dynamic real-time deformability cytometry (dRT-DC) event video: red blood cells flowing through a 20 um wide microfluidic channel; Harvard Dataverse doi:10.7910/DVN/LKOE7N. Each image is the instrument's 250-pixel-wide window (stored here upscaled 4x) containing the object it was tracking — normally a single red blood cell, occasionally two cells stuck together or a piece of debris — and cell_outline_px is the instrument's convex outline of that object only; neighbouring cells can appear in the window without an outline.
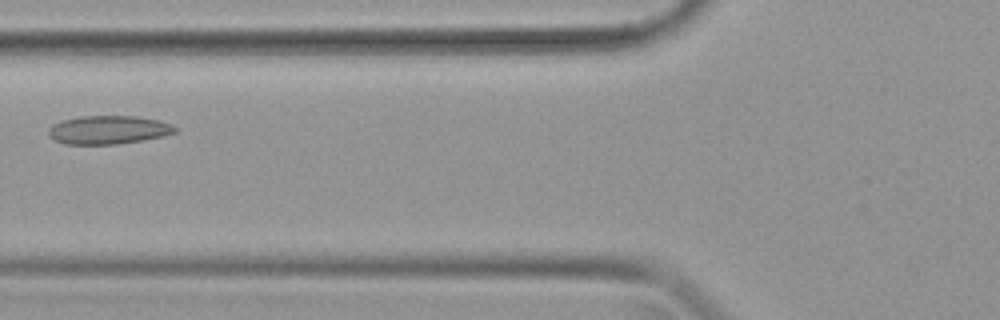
{"species": "common noctule bat (a hibernating species)", "species_latin": "Nyctalus noctula", "temperature_condition": "warm", "stored_images_in_passage": 35, "camera_frame_rate_fps": 3000, "um_per_image_px": 0.085, "animal": {"sex": "female", "body_mass_g": 19.9}, "frame": {"image": 1, "passage_image": 11, "time_ms": 3.333, "image_size_px": [1000, 320], "cell_outline_px": [[176, 132], [164, 136], [144, 140], [116, 144], [64, 144], [56, 140], [48, 132], [52, 124], [64, 120], [80, 116], [136, 116], [160, 120], [172, 124], [176, 128]], "centroid_in_image_um": [9.26, 11.03], "position_along_channel_um": 116.5, "area_um2": 20.92}}
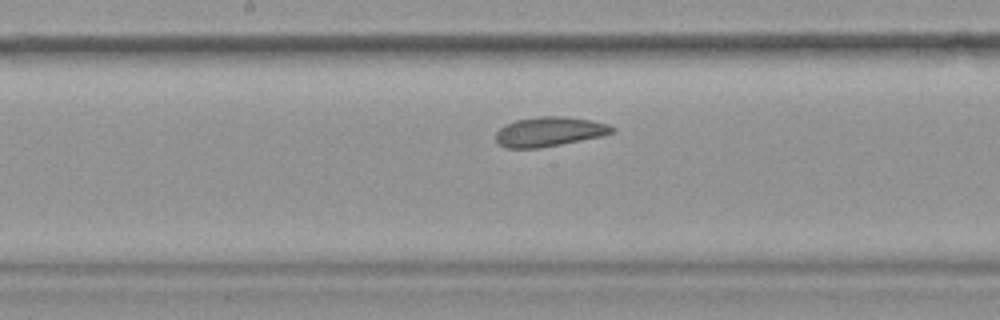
{"frame": {"image": 2, "passage_image": 16, "time_ms": 5.0, "image_size_px": [1000, 320], "cell_outline_px": [[616, 132], [600, 136], [540, 148], [504, 148], [496, 140], [496, 132], [504, 124], [516, 120], [540, 116], [564, 116], [592, 120], [608, 124], [616, 128]], "centroid_in_image_um": [46.69, 11.18], "position_along_channel_um": 201.5, "area_um2": 20.06}}
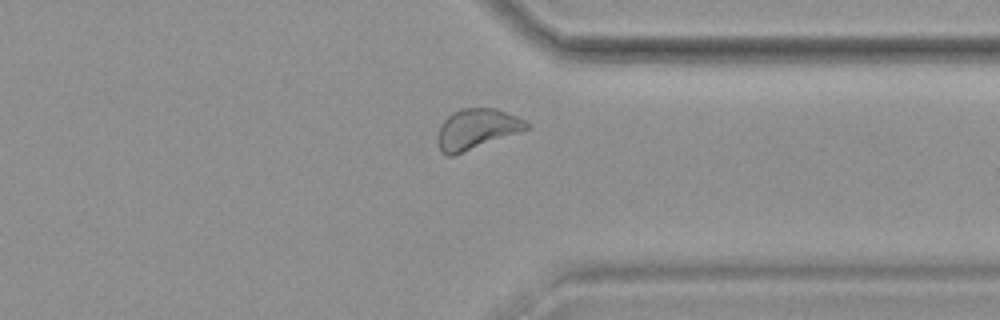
{"frame": {"image": 3, "passage_image": 26, "time_ms": 8.333, "image_size_px": [1000, 320], "cell_outline_px": [[532, 128], [452, 156], [444, 156], [440, 152], [436, 140], [436, 136], [440, 124], [452, 112], [460, 108], [496, 108], [516, 116], [532, 124]], "centroid_in_image_um": [40.5, 10.97], "position_along_channel_um": 370.9, "area_um2": 21.27}}